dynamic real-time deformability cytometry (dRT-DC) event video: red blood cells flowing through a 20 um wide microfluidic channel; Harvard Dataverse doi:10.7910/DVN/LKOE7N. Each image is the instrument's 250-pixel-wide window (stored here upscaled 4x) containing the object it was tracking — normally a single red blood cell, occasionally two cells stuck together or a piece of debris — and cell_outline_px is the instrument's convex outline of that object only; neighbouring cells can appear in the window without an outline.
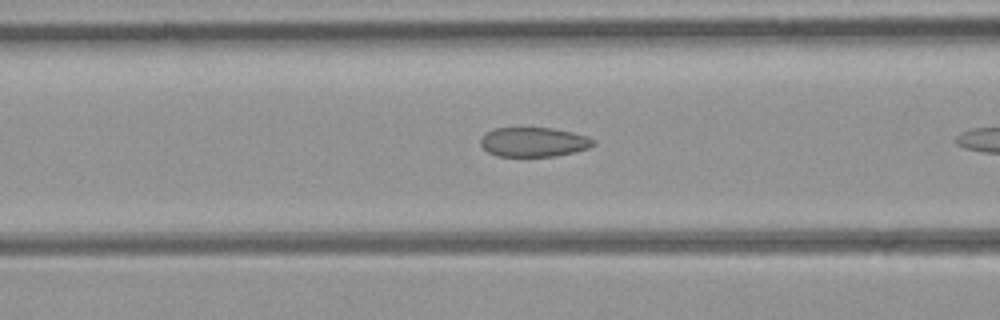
{"species": "common noctule bat (a hibernating species)", "species_latin": "Nyctalus noctula", "temperature_condition": "room temperature", "stored_images_in_passage": 7, "camera_frame_rate_fps": 3000, "um_per_image_px": 0.085, "animal": {"sex": "female", "body_mass_g": 21.9}, "frame": {"image": 1, "passage_image": 6, "time_ms": 1.667, "image_size_px": [1000, 320], "cell_outline_px": [[596, 144], [588, 148], [576, 152], [556, 156], [496, 156], [488, 152], [480, 144], [480, 140], [488, 132], [496, 128], [552, 128], [572, 132], [588, 136], [596, 140]], "centroid_in_image_um": [45.42, 12.08], "position_along_channel_um": 121.2, "area_um2": 19.36}}